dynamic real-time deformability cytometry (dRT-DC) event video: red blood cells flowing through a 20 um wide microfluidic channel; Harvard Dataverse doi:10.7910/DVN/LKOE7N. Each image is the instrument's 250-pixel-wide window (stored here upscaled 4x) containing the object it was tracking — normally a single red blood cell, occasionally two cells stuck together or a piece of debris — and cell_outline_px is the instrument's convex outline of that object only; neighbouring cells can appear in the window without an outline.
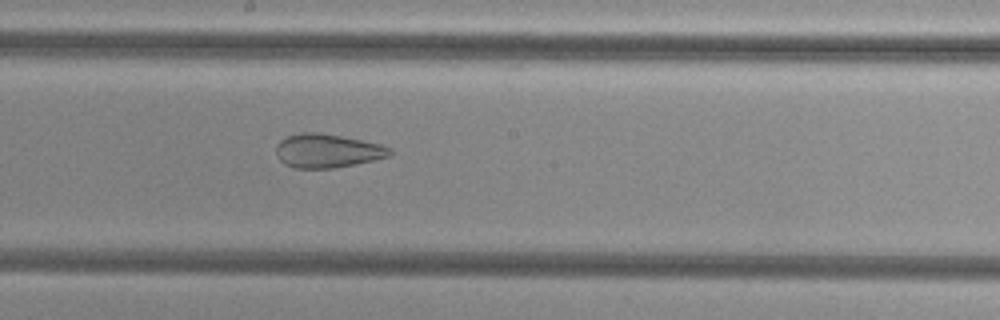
{"species": "common noctule bat (a hibernating species)", "species_latin": "Nyctalus noctula", "temperature_condition": "cold", "stored_images_in_passage": 40, "camera_frame_rate_fps": 3000, "um_per_image_px": 0.085, "animal": {"sex": "female", "body_mass_g": 29.2, "forearm_length_mm": 56.3}, "frame": {"image": 1, "passage_image": 17, "time_ms": 5.333, "image_size_px": [1000, 320], "cell_outline_px": [[392, 152], [388, 156], [356, 164], [332, 168], [296, 168], [284, 164], [276, 156], [276, 144], [280, 140], [288, 136], [300, 132], [316, 132], [340, 136], [380, 144], [392, 148]], "centroid_in_image_um": [27.78, 12.82], "position_along_channel_um": 220.4, "area_um2": 22.25}}
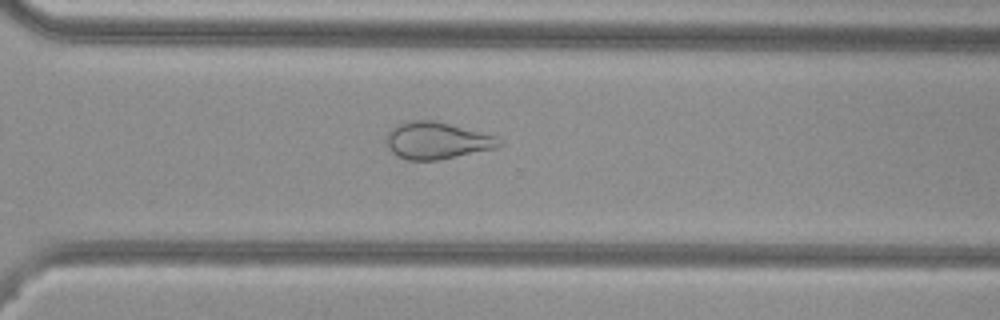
{"frame": {"image": 2, "passage_image": 26, "time_ms": 8.333, "image_size_px": [1000, 320], "cell_outline_px": [[500, 144], [496, 148], [436, 160], [404, 160], [396, 156], [388, 148], [388, 132], [396, 124], [412, 120], [436, 120], [496, 136]], "centroid_in_image_um": [37.09, 11.94], "position_along_channel_um": 333.5, "area_um2": 24.04}}
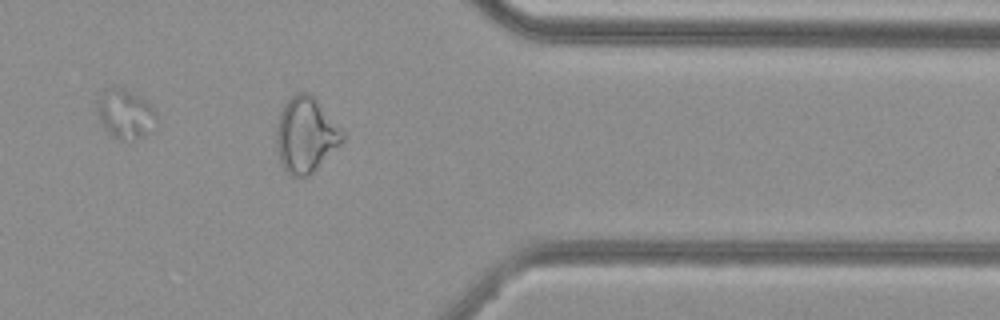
{"frame": {"image": 3, "passage_image": 31, "time_ms": 10.0, "image_size_px": [1000, 320], "cell_outline_px": [[344, 140], [308, 176], [288, 176], [280, 164], [276, 148], [276, 128], [280, 112], [284, 104], [296, 92], [308, 92], [316, 96], [344, 132]], "centroid_in_image_um": [25.97, 11.44], "position_along_channel_um": 385.4, "area_um2": 29.3}, "authors_computed_cell_mechanics": {"area_um2": 24.276, "velocity_mm_per_s": 3.7774, "shape_relaxation_time_tau1_ms": null, "shape_relaxation_time_tau2_ms": 1.8782, "deformation_change_tau1": null, "deformation_change_tau2": 0.093}}